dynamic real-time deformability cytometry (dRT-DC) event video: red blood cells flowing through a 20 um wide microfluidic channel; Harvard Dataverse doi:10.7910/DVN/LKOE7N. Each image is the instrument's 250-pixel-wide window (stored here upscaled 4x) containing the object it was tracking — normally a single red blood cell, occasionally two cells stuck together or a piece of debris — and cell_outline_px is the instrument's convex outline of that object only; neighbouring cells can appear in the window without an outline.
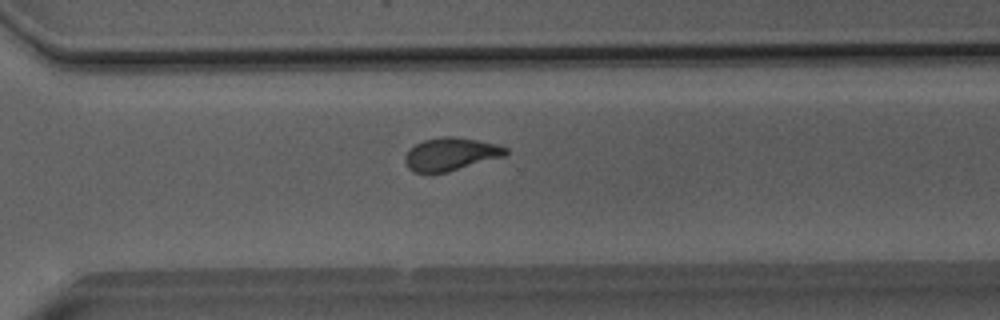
{"species": "Egyptian fruit bat (a non-hibernating species)", "species_latin": "Rousettus aegyptiacus", "temperature_condition": "room temperature", "stored_images_in_passage": 37, "camera_frame_rate_fps": 3000, "um_per_image_px": 0.085, "animal": {"sex": "male"}, "frame": {"image": 1, "passage_image": 32, "time_ms": 10.333, "image_size_px": [1000, 320], "cell_outline_px": [[508, 152], [504, 156], [448, 172], [432, 176], [412, 172], [408, 168], [404, 160], [404, 156], [416, 144], [424, 140], [440, 136], [452, 136], [476, 140], [496, 144], [508, 148]], "centroid_in_image_um": [38.26, 13.14], "position_along_channel_um": 332.3, "area_um2": 19.65}}